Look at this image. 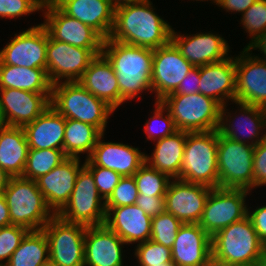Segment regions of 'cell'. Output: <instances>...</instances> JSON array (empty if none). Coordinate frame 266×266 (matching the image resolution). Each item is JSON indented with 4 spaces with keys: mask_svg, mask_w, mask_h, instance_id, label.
<instances>
[{
    "mask_svg": "<svg viewBox=\"0 0 266 266\" xmlns=\"http://www.w3.org/2000/svg\"><path fill=\"white\" fill-rule=\"evenodd\" d=\"M124 244L105 224L87 227L84 236V266H123Z\"/></svg>",
    "mask_w": 266,
    "mask_h": 266,
    "instance_id": "cell-22",
    "label": "cell"
},
{
    "mask_svg": "<svg viewBox=\"0 0 266 266\" xmlns=\"http://www.w3.org/2000/svg\"><path fill=\"white\" fill-rule=\"evenodd\" d=\"M213 188L180 180L170 181L165 194V211L182 223L198 224Z\"/></svg>",
    "mask_w": 266,
    "mask_h": 266,
    "instance_id": "cell-17",
    "label": "cell"
},
{
    "mask_svg": "<svg viewBox=\"0 0 266 266\" xmlns=\"http://www.w3.org/2000/svg\"><path fill=\"white\" fill-rule=\"evenodd\" d=\"M43 0H0V18H17L43 10Z\"/></svg>",
    "mask_w": 266,
    "mask_h": 266,
    "instance_id": "cell-44",
    "label": "cell"
},
{
    "mask_svg": "<svg viewBox=\"0 0 266 266\" xmlns=\"http://www.w3.org/2000/svg\"><path fill=\"white\" fill-rule=\"evenodd\" d=\"M240 106V113L242 114L237 120L240 121L235 123L234 120L236 118L231 117V114L226 115V105L221 107V119L218 131L225 137L230 138L232 140L246 143L252 146H256L259 142L266 139V133L263 136L260 131L266 129V109L257 107L256 105H249L241 102H234ZM228 116H230L228 121ZM244 117V118H243ZM225 118V119H224ZM233 118V119H231ZM232 120V121H231ZM230 122V123H228ZM232 122V123H231ZM234 123V124H233ZM237 124V125H236ZM239 131V132H238ZM239 134H244L243 137ZM243 137V138H242ZM249 138V139H248ZM243 139V140H242ZM247 139V140H246ZM249 142V140H251ZM248 141V142H247Z\"/></svg>",
    "mask_w": 266,
    "mask_h": 266,
    "instance_id": "cell-25",
    "label": "cell"
},
{
    "mask_svg": "<svg viewBox=\"0 0 266 266\" xmlns=\"http://www.w3.org/2000/svg\"><path fill=\"white\" fill-rule=\"evenodd\" d=\"M66 118L49 106L23 129L29 148L63 150Z\"/></svg>",
    "mask_w": 266,
    "mask_h": 266,
    "instance_id": "cell-28",
    "label": "cell"
},
{
    "mask_svg": "<svg viewBox=\"0 0 266 266\" xmlns=\"http://www.w3.org/2000/svg\"><path fill=\"white\" fill-rule=\"evenodd\" d=\"M155 106L156 109L154 110V116L151 118V120L149 119V121L147 120L145 123V128L144 131L145 133H147V139L150 140H159V139H163L171 134H173L174 132L177 131V128L175 126L174 120L171 117V114L169 112V110L162 104L161 101H157L155 102ZM167 112V114L165 115L166 117H164L163 113ZM156 121L159 123H161V125H159L160 127H155L153 128L154 124L152 122ZM153 124V126H152ZM157 124V123H156ZM157 126V125H156Z\"/></svg>",
    "mask_w": 266,
    "mask_h": 266,
    "instance_id": "cell-40",
    "label": "cell"
},
{
    "mask_svg": "<svg viewBox=\"0 0 266 266\" xmlns=\"http://www.w3.org/2000/svg\"><path fill=\"white\" fill-rule=\"evenodd\" d=\"M248 52L250 50L245 47L241 54L235 57V102L266 109V60L251 56Z\"/></svg>",
    "mask_w": 266,
    "mask_h": 266,
    "instance_id": "cell-16",
    "label": "cell"
},
{
    "mask_svg": "<svg viewBox=\"0 0 266 266\" xmlns=\"http://www.w3.org/2000/svg\"><path fill=\"white\" fill-rule=\"evenodd\" d=\"M154 49L104 39L102 54L111 63L119 87V106L138 93L152 92Z\"/></svg>",
    "mask_w": 266,
    "mask_h": 266,
    "instance_id": "cell-2",
    "label": "cell"
},
{
    "mask_svg": "<svg viewBox=\"0 0 266 266\" xmlns=\"http://www.w3.org/2000/svg\"><path fill=\"white\" fill-rule=\"evenodd\" d=\"M183 223L171 213L164 211L151 221V237L155 243L172 248L177 232Z\"/></svg>",
    "mask_w": 266,
    "mask_h": 266,
    "instance_id": "cell-37",
    "label": "cell"
},
{
    "mask_svg": "<svg viewBox=\"0 0 266 266\" xmlns=\"http://www.w3.org/2000/svg\"><path fill=\"white\" fill-rule=\"evenodd\" d=\"M49 261L48 241L42 230L29 231L5 266H42Z\"/></svg>",
    "mask_w": 266,
    "mask_h": 266,
    "instance_id": "cell-34",
    "label": "cell"
},
{
    "mask_svg": "<svg viewBox=\"0 0 266 266\" xmlns=\"http://www.w3.org/2000/svg\"><path fill=\"white\" fill-rule=\"evenodd\" d=\"M241 23L252 37L248 48L266 30V0H257L242 15Z\"/></svg>",
    "mask_w": 266,
    "mask_h": 266,
    "instance_id": "cell-39",
    "label": "cell"
},
{
    "mask_svg": "<svg viewBox=\"0 0 266 266\" xmlns=\"http://www.w3.org/2000/svg\"><path fill=\"white\" fill-rule=\"evenodd\" d=\"M102 134L88 158L95 166L111 169L122 177L133 176L145 163V153L123 143L103 142Z\"/></svg>",
    "mask_w": 266,
    "mask_h": 266,
    "instance_id": "cell-24",
    "label": "cell"
},
{
    "mask_svg": "<svg viewBox=\"0 0 266 266\" xmlns=\"http://www.w3.org/2000/svg\"><path fill=\"white\" fill-rule=\"evenodd\" d=\"M13 88L51 93L52 84L45 69L0 65V89Z\"/></svg>",
    "mask_w": 266,
    "mask_h": 266,
    "instance_id": "cell-32",
    "label": "cell"
},
{
    "mask_svg": "<svg viewBox=\"0 0 266 266\" xmlns=\"http://www.w3.org/2000/svg\"><path fill=\"white\" fill-rule=\"evenodd\" d=\"M161 102L169 110L177 130L201 132L219 128L222 106L210 97L201 93H171Z\"/></svg>",
    "mask_w": 266,
    "mask_h": 266,
    "instance_id": "cell-7",
    "label": "cell"
},
{
    "mask_svg": "<svg viewBox=\"0 0 266 266\" xmlns=\"http://www.w3.org/2000/svg\"><path fill=\"white\" fill-rule=\"evenodd\" d=\"M219 131L187 132L181 172L178 179L219 187L217 166Z\"/></svg>",
    "mask_w": 266,
    "mask_h": 266,
    "instance_id": "cell-5",
    "label": "cell"
},
{
    "mask_svg": "<svg viewBox=\"0 0 266 266\" xmlns=\"http://www.w3.org/2000/svg\"><path fill=\"white\" fill-rule=\"evenodd\" d=\"M199 83V67H194L181 81L178 89L173 93L185 95L199 93Z\"/></svg>",
    "mask_w": 266,
    "mask_h": 266,
    "instance_id": "cell-47",
    "label": "cell"
},
{
    "mask_svg": "<svg viewBox=\"0 0 266 266\" xmlns=\"http://www.w3.org/2000/svg\"><path fill=\"white\" fill-rule=\"evenodd\" d=\"M150 0L115 8L109 39L156 49L171 41V26L154 12Z\"/></svg>",
    "mask_w": 266,
    "mask_h": 266,
    "instance_id": "cell-1",
    "label": "cell"
},
{
    "mask_svg": "<svg viewBox=\"0 0 266 266\" xmlns=\"http://www.w3.org/2000/svg\"><path fill=\"white\" fill-rule=\"evenodd\" d=\"M144 1H147V0H111V3L116 8V7H119L121 5L140 3V2H144Z\"/></svg>",
    "mask_w": 266,
    "mask_h": 266,
    "instance_id": "cell-53",
    "label": "cell"
},
{
    "mask_svg": "<svg viewBox=\"0 0 266 266\" xmlns=\"http://www.w3.org/2000/svg\"><path fill=\"white\" fill-rule=\"evenodd\" d=\"M68 157L60 149L29 148L23 178L36 180L60 165Z\"/></svg>",
    "mask_w": 266,
    "mask_h": 266,
    "instance_id": "cell-35",
    "label": "cell"
},
{
    "mask_svg": "<svg viewBox=\"0 0 266 266\" xmlns=\"http://www.w3.org/2000/svg\"><path fill=\"white\" fill-rule=\"evenodd\" d=\"M42 266H58V265L48 261L45 265H42Z\"/></svg>",
    "mask_w": 266,
    "mask_h": 266,
    "instance_id": "cell-59",
    "label": "cell"
},
{
    "mask_svg": "<svg viewBox=\"0 0 266 266\" xmlns=\"http://www.w3.org/2000/svg\"><path fill=\"white\" fill-rule=\"evenodd\" d=\"M102 53V48H79L54 40L48 35L46 73L52 85L79 81L91 61Z\"/></svg>",
    "mask_w": 266,
    "mask_h": 266,
    "instance_id": "cell-12",
    "label": "cell"
},
{
    "mask_svg": "<svg viewBox=\"0 0 266 266\" xmlns=\"http://www.w3.org/2000/svg\"><path fill=\"white\" fill-rule=\"evenodd\" d=\"M199 76V93L212 98L221 106L226 105L227 99L235 102V58L228 57L215 63L199 66Z\"/></svg>",
    "mask_w": 266,
    "mask_h": 266,
    "instance_id": "cell-26",
    "label": "cell"
},
{
    "mask_svg": "<svg viewBox=\"0 0 266 266\" xmlns=\"http://www.w3.org/2000/svg\"><path fill=\"white\" fill-rule=\"evenodd\" d=\"M171 252L176 266H204L212 257L211 237L199 224L183 223Z\"/></svg>",
    "mask_w": 266,
    "mask_h": 266,
    "instance_id": "cell-21",
    "label": "cell"
},
{
    "mask_svg": "<svg viewBox=\"0 0 266 266\" xmlns=\"http://www.w3.org/2000/svg\"><path fill=\"white\" fill-rule=\"evenodd\" d=\"M254 146L223 136L219 132L217 166L219 187L253 189Z\"/></svg>",
    "mask_w": 266,
    "mask_h": 266,
    "instance_id": "cell-8",
    "label": "cell"
},
{
    "mask_svg": "<svg viewBox=\"0 0 266 266\" xmlns=\"http://www.w3.org/2000/svg\"><path fill=\"white\" fill-rule=\"evenodd\" d=\"M257 266H266V258L263 257Z\"/></svg>",
    "mask_w": 266,
    "mask_h": 266,
    "instance_id": "cell-56",
    "label": "cell"
},
{
    "mask_svg": "<svg viewBox=\"0 0 266 266\" xmlns=\"http://www.w3.org/2000/svg\"><path fill=\"white\" fill-rule=\"evenodd\" d=\"M204 266H239V265H232L229 263H224L211 257Z\"/></svg>",
    "mask_w": 266,
    "mask_h": 266,
    "instance_id": "cell-54",
    "label": "cell"
},
{
    "mask_svg": "<svg viewBox=\"0 0 266 266\" xmlns=\"http://www.w3.org/2000/svg\"><path fill=\"white\" fill-rule=\"evenodd\" d=\"M10 178V175L0 167V193L7 188Z\"/></svg>",
    "mask_w": 266,
    "mask_h": 266,
    "instance_id": "cell-52",
    "label": "cell"
},
{
    "mask_svg": "<svg viewBox=\"0 0 266 266\" xmlns=\"http://www.w3.org/2000/svg\"><path fill=\"white\" fill-rule=\"evenodd\" d=\"M263 257L266 258V242L264 243L263 246Z\"/></svg>",
    "mask_w": 266,
    "mask_h": 266,
    "instance_id": "cell-58",
    "label": "cell"
},
{
    "mask_svg": "<svg viewBox=\"0 0 266 266\" xmlns=\"http://www.w3.org/2000/svg\"><path fill=\"white\" fill-rule=\"evenodd\" d=\"M257 0H218L219 7L226 9V11L231 12H241L242 14Z\"/></svg>",
    "mask_w": 266,
    "mask_h": 266,
    "instance_id": "cell-49",
    "label": "cell"
},
{
    "mask_svg": "<svg viewBox=\"0 0 266 266\" xmlns=\"http://www.w3.org/2000/svg\"><path fill=\"white\" fill-rule=\"evenodd\" d=\"M249 212L247 216L250 218L260 241L264 244L266 242V205Z\"/></svg>",
    "mask_w": 266,
    "mask_h": 266,
    "instance_id": "cell-48",
    "label": "cell"
},
{
    "mask_svg": "<svg viewBox=\"0 0 266 266\" xmlns=\"http://www.w3.org/2000/svg\"><path fill=\"white\" fill-rule=\"evenodd\" d=\"M196 1H204V0H196ZM206 1V0H205ZM208 1V0H207ZM211 1V0H210ZM213 3L217 4L218 3V0H212Z\"/></svg>",
    "mask_w": 266,
    "mask_h": 266,
    "instance_id": "cell-60",
    "label": "cell"
},
{
    "mask_svg": "<svg viewBox=\"0 0 266 266\" xmlns=\"http://www.w3.org/2000/svg\"><path fill=\"white\" fill-rule=\"evenodd\" d=\"M9 225H12L9 214V207L7 205L4 194L0 193V227Z\"/></svg>",
    "mask_w": 266,
    "mask_h": 266,
    "instance_id": "cell-50",
    "label": "cell"
},
{
    "mask_svg": "<svg viewBox=\"0 0 266 266\" xmlns=\"http://www.w3.org/2000/svg\"><path fill=\"white\" fill-rule=\"evenodd\" d=\"M3 194L13 225L38 231L55 215L38 189L36 180L11 177Z\"/></svg>",
    "mask_w": 266,
    "mask_h": 266,
    "instance_id": "cell-6",
    "label": "cell"
},
{
    "mask_svg": "<svg viewBox=\"0 0 266 266\" xmlns=\"http://www.w3.org/2000/svg\"><path fill=\"white\" fill-rule=\"evenodd\" d=\"M86 229L55 214L42 229L48 241L49 261L58 266H84Z\"/></svg>",
    "mask_w": 266,
    "mask_h": 266,
    "instance_id": "cell-10",
    "label": "cell"
},
{
    "mask_svg": "<svg viewBox=\"0 0 266 266\" xmlns=\"http://www.w3.org/2000/svg\"><path fill=\"white\" fill-rule=\"evenodd\" d=\"M84 166L92 173L97 190L105 202L122 176L111 169L95 166L89 159L85 160Z\"/></svg>",
    "mask_w": 266,
    "mask_h": 266,
    "instance_id": "cell-42",
    "label": "cell"
},
{
    "mask_svg": "<svg viewBox=\"0 0 266 266\" xmlns=\"http://www.w3.org/2000/svg\"><path fill=\"white\" fill-rule=\"evenodd\" d=\"M187 132L177 130L173 134L157 140L151 157L145 155V162L171 179L179 178L183 161Z\"/></svg>",
    "mask_w": 266,
    "mask_h": 266,
    "instance_id": "cell-30",
    "label": "cell"
},
{
    "mask_svg": "<svg viewBox=\"0 0 266 266\" xmlns=\"http://www.w3.org/2000/svg\"><path fill=\"white\" fill-rule=\"evenodd\" d=\"M80 162V158L68 157L50 172L36 179L38 189L55 214L70 199L79 171L84 167V164L80 166Z\"/></svg>",
    "mask_w": 266,
    "mask_h": 266,
    "instance_id": "cell-19",
    "label": "cell"
},
{
    "mask_svg": "<svg viewBox=\"0 0 266 266\" xmlns=\"http://www.w3.org/2000/svg\"><path fill=\"white\" fill-rule=\"evenodd\" d=\"M212 257L239 266H257L263 246L250 218L230 224L211 237Z\"/></svg>",
    "mask_w": 266,
    "mask_h": 266,
    "instance_id": "cell-4",
    "label": "cell"
},
{
    "mask_svg": "<svg viewBox=\"0 0 266 266\" xmlns=\"http://www.w3.org/2000/svg\"><path fill=\"white\" fill-rule=\"evenodd\" d=\"M138 193L143 196L165 197L171 178L146 162L133 175Z\"/></svg>",
    "mask_w": 266,
    "mask_h": 266,
    "instance_id": "cell-36",
    "label": "cell"
},
{
    "mask_svg": "<svg viewBox=\"0 0 266 266\" xmlns=\"http://www.w3.org/2000/svg\"><path fill=\"white\" fill-rule=\"evenodd\" d=\"M46 8L42 25L48 35L79 48H102L104 38L91 26L65 14L54 2L43 3Z\"/></svg>",
    "mask_w": 266,
    "mask_h": 266,
    "instance_id": "cell-14",
    "label": "cell"
},
{
    "mask_svg": "<svg viewBox=\"0 0 266 266\" xmlns=\"http://www.w3.org/2000/svg\"><path fill=\"white\" fill-rule=\"evenodd\" d=\"M259 49L261 53L264 55V59L266 60V30L259 36V38L253 42L248 49L252 51V49Z\"/></svg>",
    "mask_w": 266,
    "mask_h": 266,
    "instance_id": "cell-51",
    "label": "cell"
},
{
    "mask_svg": "<svg viewBox=\"0 0 266 266\" xmlns=\"http://www.w3.org/2000/svg\"><path fill=\"white\" fill-rule=\"evenodd\" d=\"M140 266H158L172 262L171 248L147 240L137 244L135 254Z\"/></svg>",
    "mask_w": 266,
    "mask_h": 266,
    "instance_id": "cell-38",
    "label": "cell"
},
{
    "mask_svg": "<svg viewBox=\"0 0 266 266\" xmlns=\"http://www.w3.org/2000/svg\"><path fill=\"white\" fill-rule=\"evenodd\" d=\"M138 189L133 176L122 177L112 194L105 201V207L128 206L136 203Z\"/></svg>",
    "mask_w": 266,
    "mask_h": 266,
    "instance_id": "cell-43",
    "label": "cell"
},
{
    "mask_svg": "<svg viewBox=\"0 0 266 266\" xmlns=\"http://www.w3.org/2000/svg\"><path fill=\"white\" fill-rule=\"evenodd\" d=\"M151 221L138 205L106 207L104 224L126 244L150 240Z\"/></svg>",
    "mask_w": 266,
    "mask_h": 266,
    "instance_id": "cell-23",
    "label": "cell"
},
{
    "mask_svg": "<svg viewBox=\"0 0 266 266\" xmlns=\"http://www.w3.org/2000/svg\"><path fill=\"white\" fill-rule=\"evenodd\" d=\"M158 266H176L173 262H166Z\"/></svg>",
    "mask_w": 266,
    "mask_h": 266,
    "instance_id": "cell-57",
    "label": "cell"
},
{
    "mask_svg": "<svg viewBox=\"0 0 266 266\" xmlns=\"http://www.w3.org/2000/svg\"><path fill=\"white\" fill-rule=\"evenodd\" d=\"M7 126V123H6V120L4 118V115H3V112H2V108H1V105H0V128H3Z\"/></svg>",
    "mask_w": 266,
    "mask_h": 266,
    "instance_id": "cell-55",
    "label": "cell"
},
{
    "mask_svg": "<svg viewBox=\"0 0 266 266\" xmlns=\"http://www.w3.org/2000/svg\"><path fill=\"white\" fill-rule=\"evenodd\" d=\"M28 141L23 127L0 128V167L10 177H22L28 155Z\"/></svg>",
    "mask_w": 266,
    "mask_h": 266,
    "instance_id": "cell-31",
    "label": "cell"
},
{
    "mask_svg": "<svg viewBox=\"0 0 266 266\" xmlns=\"http://www.w3.org/2000/svg\"><path fill=\"white\" fill-rule=\"evenodd\" d=\"M50 106L66 119H75L95 126L102 134L106 131L109 115L115 111L78 81H63L52 85Z\"/></svg>",
    "mask_w": 266,
    "mask_h": 266,
    "instance_id": "cell-3",
    "label": "cell"
},
{
    "mask_svg": "<svg viewBox=\"0 0 266 266\" xmlns=\"http://www.w3.org/2000/svg\"><path fill=\"white\" fill-rule=\"evenodd\" d=\"M136 205H138L151 218L165 211V197H150L138 194Z\"/></svg>",
    "mask_w": 266,
    "mask_h": 266,
    "instance_id": "cell-46",
    "label": "cell"
},
{
    "mask_svg": "<svg viewBox=\"0 0 266 266\" xmlns=\"http://www.w3.org/2000/svg\"><path fill=\"white\" fill-rule=\"evenodd\" d=\"M48 32L40 24L15 34L12 41L0 50V65L45 69Z\"/></svg>",
    "mask_w": 266,
    "mask_h": 266,
    "instance_id": "cell-15",
    "label": "cell"
},
{
    "mask_svg": "<svg viewBox=\"0 0 266 266\" xmlns=\"http://www.w3.org/2000/svg\"><path fill=\"white\" fill-rule=\"evenodd\" d=\"M253 188L266 184V139L254 146Z\"/></svg>",
    "mask_w": 266,
    "mask_h": 266,
    "instance_id": "cell-45",
    "label": "cell"
},
{
    "mask_svg": "<svg viewBox=\"0 0 266 266\" xmlns=\"http://www.w3.org/2000/svg\"><path fill=\"white\" fill-rule=\"evenodd\" d=\"M193 68L172 41L154 49L151 83L156 102L175 92Z\"/></svg>",
    "mask_w": 266,
    "mask_h": 266,
    "instance_id": "cell-13",
    "label": "cell"
},
{
    "mask_svg": "<svg viewBox=\"0 0 266 266\" xmlns=\"http://www.w3.org/2000/svg\"><path fill=\"white\" fill-rule=\"evenodd\" d=\"M51 93L0 89V105L7 125L24 127L50 106Z\"/></svg>",
    "mask_w": 266,
    "mask_h": 266,
    "instance_id": "cell-18",
    "label": "cell"
},
{
    "mask_svg": "<svg viewBox=\"0 0 266 266\" xmlns=\"http://www.w3.org/2000/svg\"><path fill=\"white\" fill-rule=\"evenodd\" d=\"M171 41L182 56L194 67L204 66L228 58L229 45L223 37L212 33L178 35L172 29ZM227 56V57H226Z\"/></svg>",
    "mask_w": 266,
    "mask_h": 266,
    "instance_id": "cell-20",
    "label": "cell"
},
{
    "mask_svg": "<svg viewBox=\"0 0 266 266\" xmlns=\"http://www.w3.org/2000/svg\"><path fill=\"white\" fill-rule=\"evenodd\" d=\"M101 135L95 126L75 119H66L63 151L70 158H79L80 153L87 152L88 159Z\"/></svg>",
    "mask_w": 266,
    "mask_h": 266,
    "instance_id": "cell-33",
    "label": "cell"
},
{
    "mask_svg": "<svg viewBox=\"0 0 266 266\" xmlns=\"http://www.w3.org/2000/svg\"><path fill=\"white\" fill-rule=\"evenodd\" d=\"M92 173L84 166L77 176L69 201L57 213L63 220L87 227L102 225L106 218L105 202Z\"/></svg>",
    "mask_w": 266,
    "mask_h": 266,
    "instance_id": "cell-9",
    "label": "cell"
},
{
    "mask_svg": "<svg viewBox=\"0 0 266 266\" xmlns=\"http://www.w3.org/2000/svg\"><path fill=\"white\" fill-rule=\"evenodd\" d=\"M54 3L68 16L91 26L104 39L109 38L115 15L111 0H55Z\"/></svg>",
    "mask_w": 266,
    "mask_h": 266,
    "instance_id": "cell-27",
    "label": "cell"
},
{
    "mask_svg": "<svg viewBox=\"0 0 266 266\" xmlns=\"http://www.w3.org/2000/svg\"><path fill=\"white\" fill-rule=\"evenodd\" d=\"M249 192L241 188H213L198 224L212 237L230 224L243 220L248 215L249 208L244 202Z\"/></svg>",
    "mask_w": 266,
    "mask_h": 266,
    "instance_id": "cell-11",
    "label": "cell"
},
{
    "mask_svg": "<svg viewBox=\"0 0 266 266\" xmlns=\"http://www.w3.org/2000/svg\"><path fill=\"white\" fill-rule=\"evenodd\" d=\"M78 82L114 110L119 106V87L116 74L111 63L102 53L91 61Z\"/></svg>",
    "mask_w": 266,
    "mask_h": 266,
    "instance_id": "cell-29",
    "label": "cell"
},
{
    "mask_svg": "<svg viewBox=\"0 0 266 266\" xmlns=\"http://www.w3.org/2000/svg\"><path fill=\"white\" fill-rule=\"evenodd\" d=\"M55 0H43V3H46V2H54Z\"/></svg>",
    "mask_w": 266,
    "mask_h": 266,
    "instance_id": "cell-61",
    "label": "cell"
},
{
    "mask_svg": "<svg viewBox=\"0 0 266 266\" xmlns=\"http://www.w3.org/2000/svg\"><path fill=\"white\" fill-rule=\"evenodd\" d=\"M29 230L19 225L0 227V266H5ZM7 259V260H4ZM3 261L4 264L2 263Z\"/></svg>",
    "mask_w": 266,
    "mask_h": 266,
    "instance_id": "cell-41",
    "label": "cell"
}]
</instances>
